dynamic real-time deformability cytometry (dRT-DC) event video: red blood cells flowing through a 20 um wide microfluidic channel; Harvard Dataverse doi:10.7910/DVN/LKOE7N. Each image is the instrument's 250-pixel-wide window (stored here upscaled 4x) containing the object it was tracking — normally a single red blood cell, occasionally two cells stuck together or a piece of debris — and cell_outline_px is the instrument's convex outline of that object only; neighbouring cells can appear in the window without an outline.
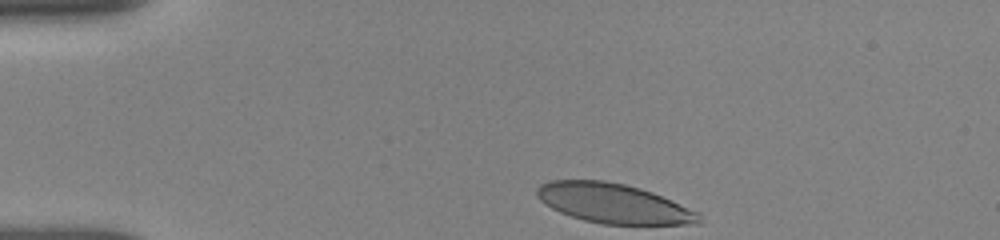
{"species": "human", "species_latin": "Homo sapiens", "temperature_condition": "room temperature", "stored_images_in_passage": 44, "camera_frame_rate_fps": 3000, "um_per_image_px": 0.085, "donor": {"sex": "female"}, "frame": {"image": 1, "passage_image": 1, "time_ms": 0.0, "image_size_px": [1000, 240], "cell_outline_px": [[700, 224], [604, 224], [584, 220], [560, 212], [544, 204], [536, 196], [536, 188], [540, 184], [548, 180], [604, 180], [624, 184], [640, 188], [652, 192], [700, 212]], "centroid_in_image_um": [52.13, 17.28], "position_along_channel_um": 32.9, "area_um2": 37.45}}
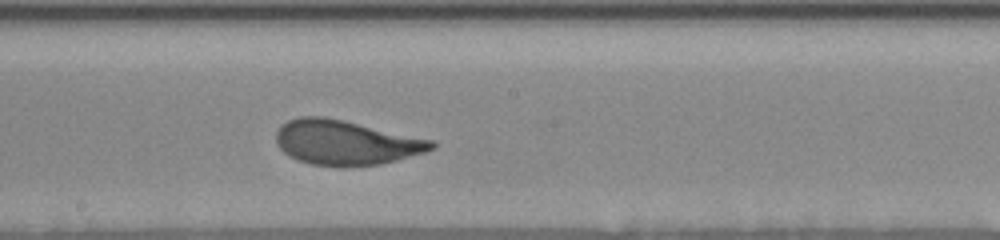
{"frame": {"image": 2, "passage_image": 27, "time_ms": 6.333, "image_size_px": [1000, 240], "cell_outline_px": [[436, 148], [424, 152], [396, 160], [380, 164], [352, 168], [344, 168], [312, 164], [296, 160], [284, 152], [276, 144], [276, 132], [280, 124], [288, 120], [300, 116], [324, 116], [344, 120], [432, 140], [436, 144]], "centroid_in_image_um": [29.35, 12.13], "position_along_channel_um": 218.9, "area_um2": 40.86}}
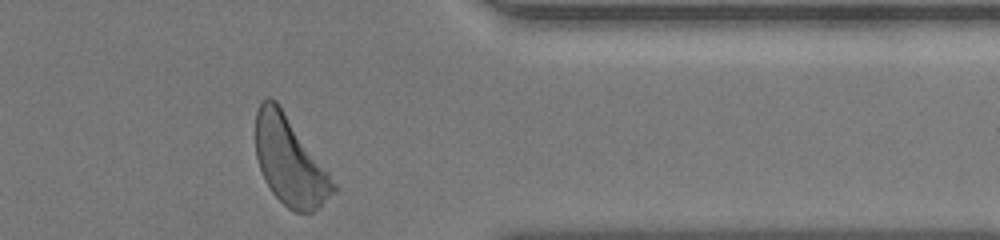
{"frame": {"image": 3, "passage_image": 44, "time_ms": 11.0, "image_size_px": [1000, 240], "cell_outline_px": [[340, 188], [320, 208], [312, 212], [296, 212], [288, 208], [272, 192], [260, 168], [256, 156], [256, 112], [260, 104], [268, 96], [276, 100]], "centroid_in_image_um": [24.67, 13.72], "position_along_channel_um": 386.7, "area_um2": 39.65}, "authors_computed_cell_mechanics": {"area_um2": 39.9976, "velocity_mm_per_s": 3.8215, "shape_relaxation_time_tau1_ms": 2.4628, "shape_relaxation_time_tau2_ms": null, "deformation_change_tau1": 0.1579, "deformation_change_tau2": null}}